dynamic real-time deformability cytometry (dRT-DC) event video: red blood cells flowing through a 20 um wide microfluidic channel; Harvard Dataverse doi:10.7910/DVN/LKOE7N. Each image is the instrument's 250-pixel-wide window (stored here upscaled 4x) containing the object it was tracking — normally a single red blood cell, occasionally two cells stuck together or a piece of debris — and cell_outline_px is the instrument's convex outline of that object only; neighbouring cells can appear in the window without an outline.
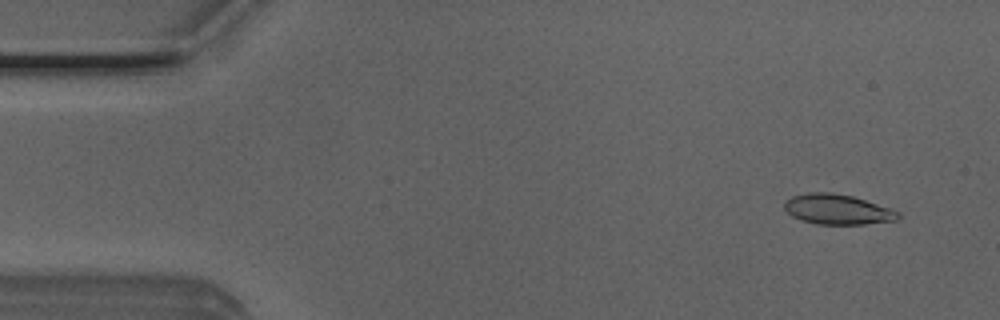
{"species": "Egyptian fruit bat (a non-hibernating species)", "species_latin": "Rousettus aegyptiacus", "temperature_condition": "room temperature", "stored_images_in_passage": 51, "camera_frame_rate_fps": 3000, "um_per_image_px": 0.085, "animal": {"sex": "male"}, "frame": {"image": 1, "passage_image": 4, "time_ms": 1.0, "image_size_px": [1000, 320], "cell_outline_px": [[900, 216], [896, 220], [864, 224], [816, 224], [800, 220], [792, 216], [784, 208], [784, 204], [792, 196], [808, 192], [832, 192], [852, 196], [892, 208], [900, 212]], "centroid_in_image_um": [71.2, 17.79], "position_along_channel_um": 13.8, "area_um2": 20.0}}
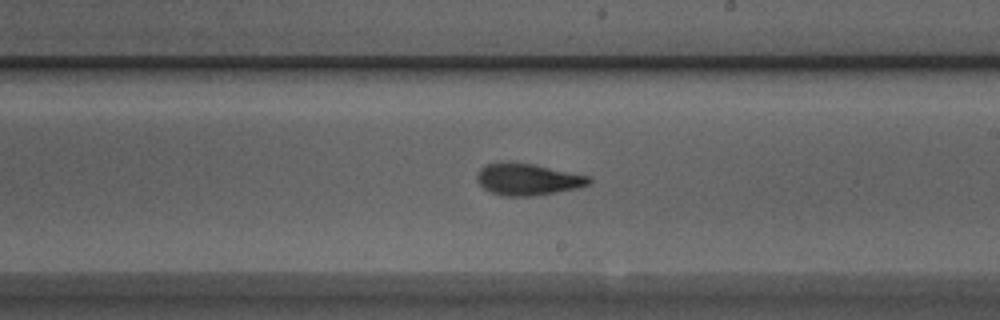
{"frame": {"image": 2, "passage_image": 29, "time_ms": 9.333, "image_size_px": [1000, 320], "cell_outline_px": [[592, 180], [588, 184], [576, 188], [528, 196], [504, 196], [492, 192], [484, 188], [476, 180], [476, 176], [480, 168], [488, 164], [532, 164], [592, 176]], "centroid_in_image_um": [44.88, 15.26], "position_along_channel_um": 244.1, "area_um2": 20.0}}
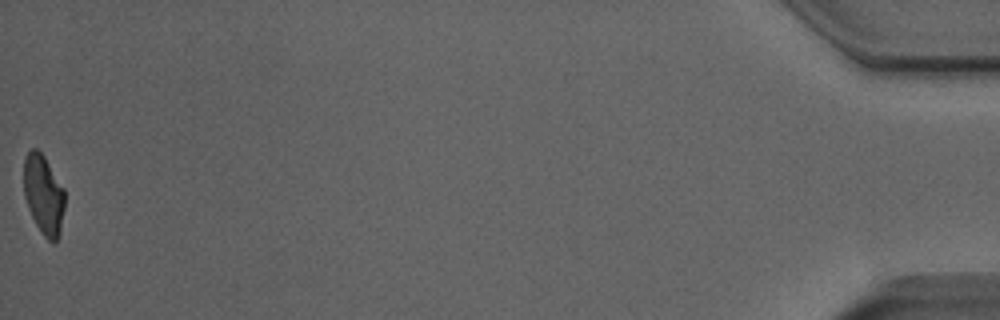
{"frame": {"image": 3, "passage_image": 51, "time_ms": 16.667, "image_size_px": [1000, 320], "cell_outline_px": [[64, 208], [60, 232], [56, 240], [52, 244], [44, 236], [36, 224], [28, 208], [24, 196], [24, 160], [28, 152], [32, 148], [36, 148], [44, 156], [64, 188]], "centroid_in_image_um": [3.7, 16.55], "position_along_channel_um": 431.5, "area_um2": 18.9}, "authors_computed_cell_mechanics": {"area_um2": 20.3456, "velocity_mm_per_s": 4.0242, "shape_relaxation_time_tau1_ms": 3.6778, "shape_relaxation_time_tau2_ms": 2.1231, "deformation_change_tau1": 0.1383, "deformation_change_tau2": 0.0823}}